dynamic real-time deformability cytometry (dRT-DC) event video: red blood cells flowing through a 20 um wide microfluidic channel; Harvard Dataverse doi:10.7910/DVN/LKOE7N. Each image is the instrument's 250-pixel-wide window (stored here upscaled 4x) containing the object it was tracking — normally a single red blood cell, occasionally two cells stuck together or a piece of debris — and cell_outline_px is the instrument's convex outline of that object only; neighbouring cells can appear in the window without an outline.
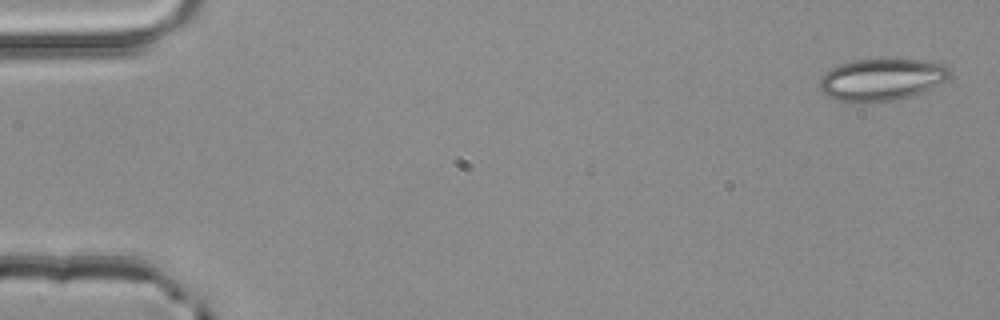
{"species": "common noctule bat (a hibernating species)", "species_latin": "Nyctalus noctula", "temperature_condition": "room temperature", "stored_images_in_passage": 5, "camera_frame_rate_fps": 3000, "um_per_image_px": 0.085, "animal": {"sex": "male", "body_mass_g": 20.4}, "frame": {"image": 1, "passage_image": 1, "time_ms": 0.0, "image_size_px": [1000, 320], "cell_outline_px": [[952, 76], [948, 80], [932, 88], [896, 100], [852, 104], [836, 100], [824, 96], [820, 92], [820, 76], [824, 72], [840, 64], [852, 60], [884, 56], [932, 60], [944, 64], [952, 72]], "centroid_in_image_um": [74.94, 6.72], "position_along_channel_um": 10.1, "area_um2": 33.64}}
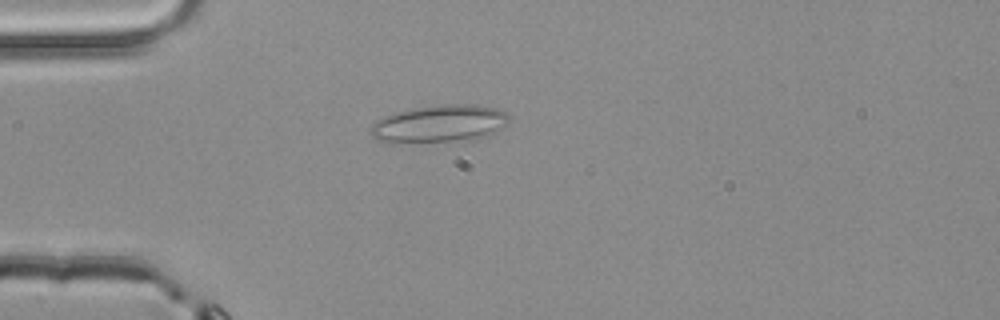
{"frame": {"image": 2, "passage_image": 3, "time_ms": 0.667, "image_size_px": [1000, 320], "cell_outline_px": [[508, 120], [496, 132], [488, 136], [452, 140], [396, 144], [392, 144], [380, 140], [372, 136], [368, 128], [376, 120], [392, 112], [412, 108], [444, 104], [476, 104], [496, 108], [504, 112], [508, 116]], "centroid_in_image_um": [37.26, 10.51], "position_along_channel_um": 47.7, "area_um2": 30.29}}